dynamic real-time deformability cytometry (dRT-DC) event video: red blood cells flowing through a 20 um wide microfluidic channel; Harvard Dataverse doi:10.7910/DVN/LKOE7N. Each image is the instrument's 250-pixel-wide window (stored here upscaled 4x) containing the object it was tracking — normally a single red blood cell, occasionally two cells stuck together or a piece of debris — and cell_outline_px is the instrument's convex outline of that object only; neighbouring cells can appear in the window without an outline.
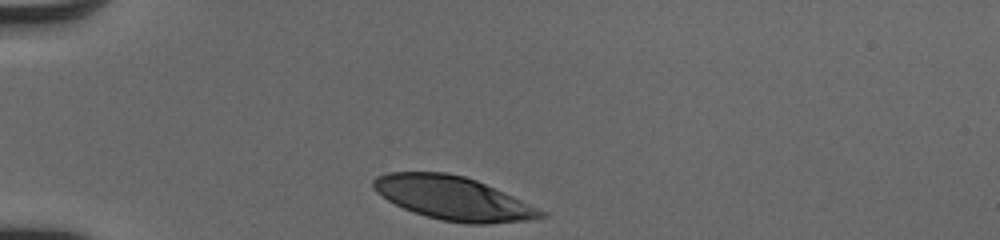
{"species": "human", "species_latin": "Homo sapiens", "temperature_condition": "cold", "stored_images_in_passage": 30, "camera_frame_rate_fps": 3000, "um_per_image_px": 0.085, "donor": {"sex": "male"}, "frame": {"image": 1, "passage_image": 1, "time_ms": 0.0, "image_size_px": [1000, 240], "cell_outline_px": [[548, 216], [532, 220], [488, 224], [468, 224], [440, 220], [412, 212], [388, 200], [376, 192], [372, 188], [372, 180], [376, 176], [388, 172], [444, 172], [464, 176], [476, 180], [504, 192], [548, 212]], "centroid_in_image_um": [38.54, 16.86], "position_along_channel_um": 46.5, "area_um2": 42.71}}
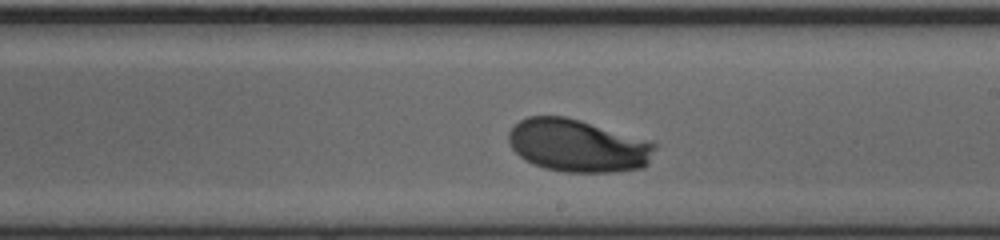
{"frame": {"image": 2, "passage_image": 18, "time_ms": 5.667, "image_size_px": [1000, 240], "cell_outline_px": [[660, 144], [648, 164], [644, 168], [616, 172], [564, 172], [544, 168], [532, 164], [524, 160], [512, 148], [508, 140], [508, 132], [520, 120], [528, 116], [564, 116], [580, 120]], "centroid_in_image_um": [49.14, 12.39], "position_along_channel_um": 239.9, "area_um2": 45.14}}
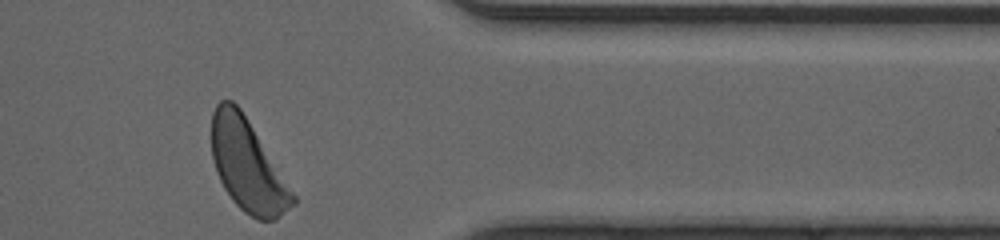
{"frame": {"image": 3, "passage_image": 30, "time_ms": 9.667, "image_size_px": [1000, 240], "cell_outline_px": [[296, 204], [276, 220], [256, 220], [244, 212], [232, 200], [224, 188], [216, 172], [212, 160], [212, 112], [216, 104], [220, 100], [232, 100], [240, 108], [296, 196]], "centroid_in_image_um": [21.03, 14.1], "position_along_channel_um": 390.4, "area_um2": 43.18}, "authors_computed_cell_mechanics": {"area_um2": 44.4193, "velocity_mm_per_s": 4.0318, "shape_relaxation_time_tau1_ms": 2.293, "shape_relaxation_time_tau2_ms": null, "deformation_change_tau1": 0.1711, "deformation_change_tau2": null}}